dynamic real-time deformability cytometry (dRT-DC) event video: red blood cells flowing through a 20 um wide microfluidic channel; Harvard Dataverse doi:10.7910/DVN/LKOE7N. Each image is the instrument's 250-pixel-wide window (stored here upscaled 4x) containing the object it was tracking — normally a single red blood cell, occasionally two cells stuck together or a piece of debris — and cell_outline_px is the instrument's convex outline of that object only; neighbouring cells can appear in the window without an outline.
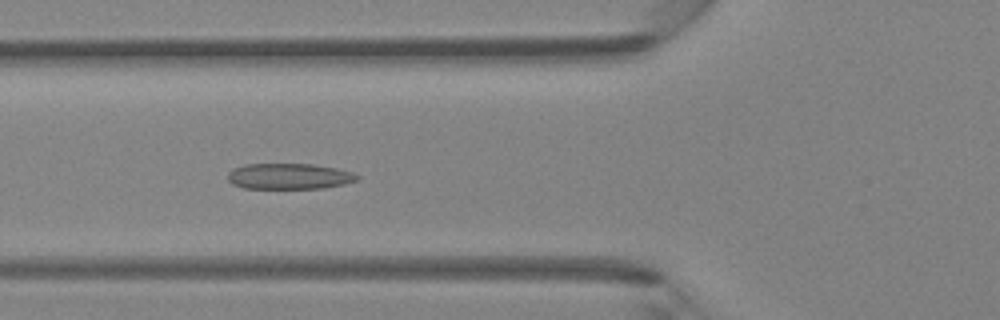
{"species": "Egyptian fruit bat (a non-hibernating species)", "species_latin": "Rousettus aegyptiacus", "temperature_condition": "room temperature", "stored_images_in_passage": 42, "camera_frame_rate_fps": 3000, "um_per_image_px": 0.085, "animal": {"sex": "female"}, "frame": {"image": 1, "passage_image": 14, "time_ms": 4.333, "image_size_px": [1000, 320], "cell_outline_px": [[360, 176], [356, 180], [344, 184], [324, 188], [244, 188], [232, 184], [228, 180], [228, 172], [232, 168], [244, 164], [312, 164], [336, 168], [352, 172]], "centroid_in_image_um": [24.55, 14.98], "position_along_channel_um": 101.3, "area_um2": 19.48}}
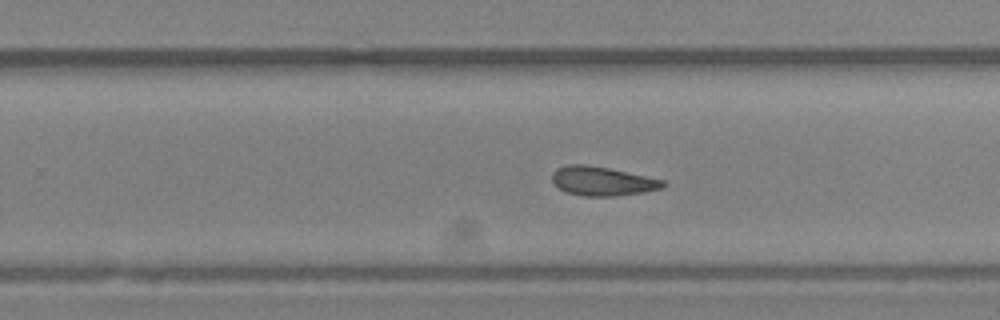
{"frame": {"image": 2, "passage_image": 26, "time_ms": 8.333, "image_size_px": [1000, 320], "cell_outline_px": [[668, 184], [664, 188], [644, 192], [616, 196], [584, 196], [568, 192], [560, 188], [552, 180], [552, 172], [556, 168], [568, 164], [588, 164], [608, 168], [664, 180]], "centroid_in_image_um": [51.22, 15.39], "position_along_channel_um": 278.6, "area_um2": 18.79}}
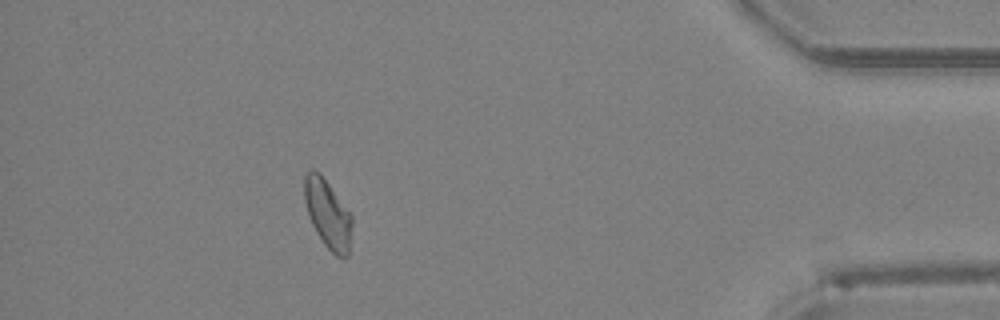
{"frame": {"image": 3, "passage_image": 38, "time_ms": 12.333, "image_size_px": [1000, 320], "cell_outline_px": [[352, 224], [348, 256], [336, 256], [324, 244], [316, 232], [308, 216], [304, 200], [304, 176], [312, 168], [320, 172], [352, 216]], "centroid_in_image_um": [27.84, 18.16], "position_along_channel_um": 407.4, "area_um2": 18.9}}